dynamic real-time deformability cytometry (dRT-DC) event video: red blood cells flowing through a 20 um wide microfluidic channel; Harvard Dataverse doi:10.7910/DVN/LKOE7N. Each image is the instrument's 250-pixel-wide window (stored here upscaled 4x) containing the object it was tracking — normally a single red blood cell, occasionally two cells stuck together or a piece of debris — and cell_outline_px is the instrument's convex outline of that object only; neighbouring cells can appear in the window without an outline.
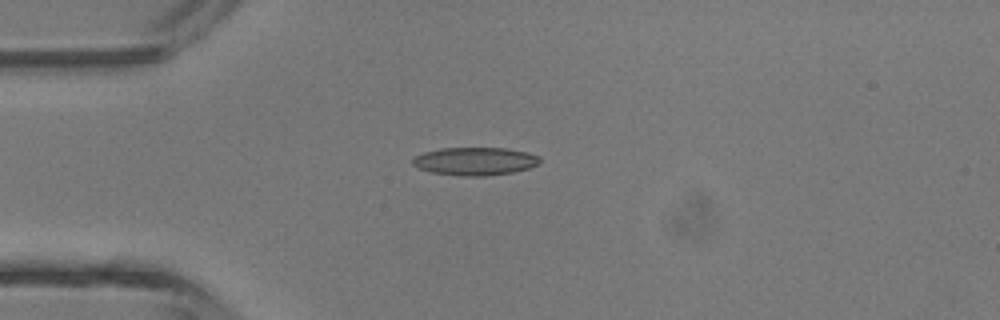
{"species": "common noctule bat (a hibernating species)", "species_latin": "Nyctalus noctula", "temperature_condition": "room temperature", "stored_images_in_passage": 4, "camera_frame_rate_fps": 3000, "um_per_image_px": 0.085, "animal": {"sex": "male", "body_mass_g": 13.3}, "frame": {"image": 1, "passage_image": 2, "time_ms": 1.333, "image_size_px": [1000, 320], "cell_outline_px": [[540, 160], [536, 164], [528, 168], [512, 172], [484, 176], [460, 176], [432, 172], [420, 168], [412, 164], [412, 160], [416, 156], [424, 152], [440, 148], [504, 148], [524, 152], [540, 156]], "centroid_in_image_um": [40.35, 13.7], "position_along_channel_um": 44.7, "area_um2": 20.46}}
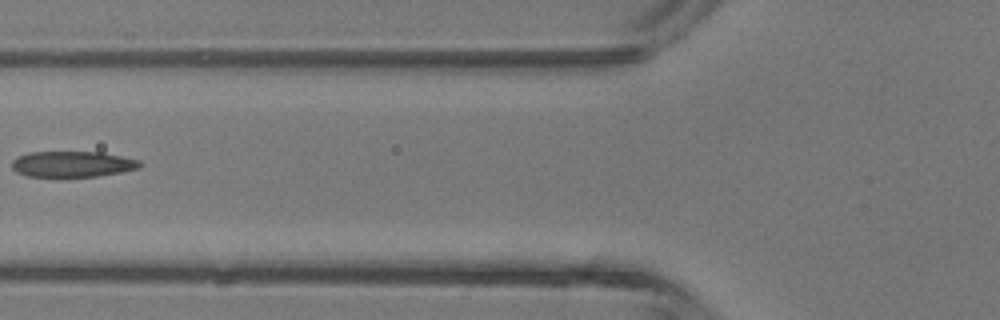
{"frame": {"image": 2, "passage_image": 4, "time_ms": 3.333, "image_size_px": [1000, 320], "cell_outline_px": [[144, 164], [140, 168], [120, 172], [96, 176], [60, 180], [56, 180], [28, 176], [16, 172], [12, 168], [12, 160], [16, 156], [28, 152], [104, 152], [140, 160]], "centroid_in_image_um": [6.12, 13.99], "position_along_channel_um": 119.7, "area_um2": 20.4}}